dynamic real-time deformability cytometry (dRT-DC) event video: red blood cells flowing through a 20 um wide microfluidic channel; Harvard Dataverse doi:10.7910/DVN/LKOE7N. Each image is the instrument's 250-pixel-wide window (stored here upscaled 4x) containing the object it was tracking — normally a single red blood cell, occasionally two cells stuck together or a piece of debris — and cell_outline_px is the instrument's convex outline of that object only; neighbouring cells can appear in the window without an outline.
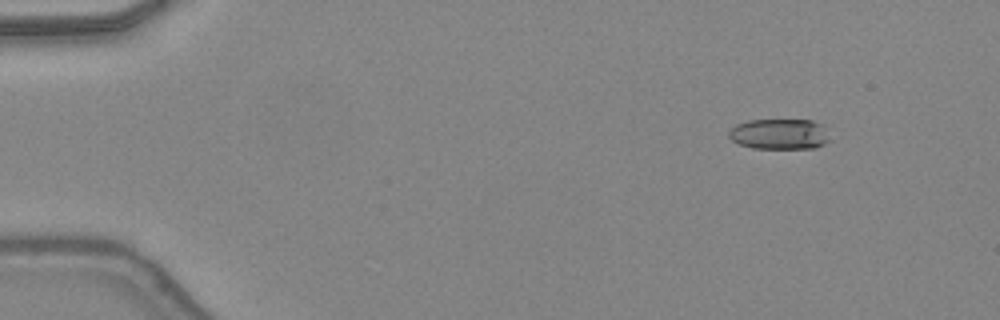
{"species": "common noctule bat (a hibernating species)", "species_latin": "Nyctalus noctula", "temperature_condition": "warm", "stored_images_in_passage": 22, "camera_frame_rate_fps": 3000, "um_per_image_px": 0.085, "animal": {"sex": "female", "body_mass_g": 24.6, "forearm_length_mm": 56.2}, "frame": {"image": 1, "passage_image": 1, "time_ms": 0.0, "image_size_px": [1000, 320], "cell_outline_px": [[828, 140], [824, 144], [816, 148], [752, 148], [740, 144], [732, 140], [728, 136], [728, 132], [736, 124], [748, 120], [812, 120], [820, 124]], "centroid_in_image_um": [66.19, 11.4], "position_along_channel_um": 18.8, "area_um2": 17.69}}
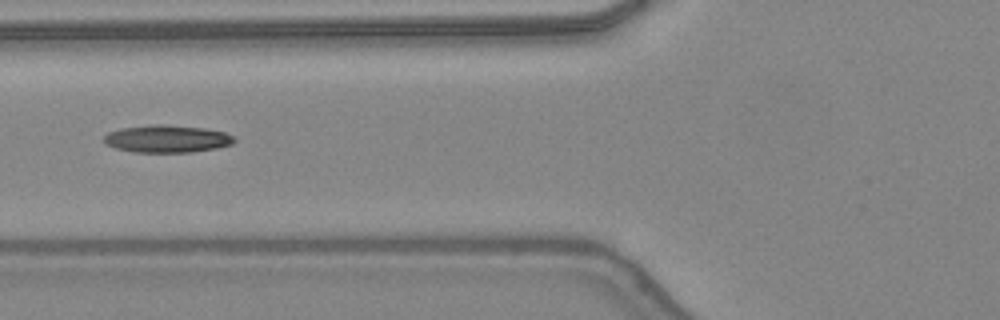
{"frame": {"image": 2, "passage_image": 15, "time_ms": 4.667, "image_size_px": [1000, 320], "cell_outline_px": [[236, 140], [232, 144], [216, 148], [192, 152], [132, 152], [116, 148], [108, 144], [104, 140], [104, 136], [108, 132], [120, 128], [152, 124], [164, 124], [204, 128], [224, 132], [236, 136]], "centroid_in_image_um": [14.22, 11.79], "position_along_channel_um": 111.6, "area_um2": 20.92}}
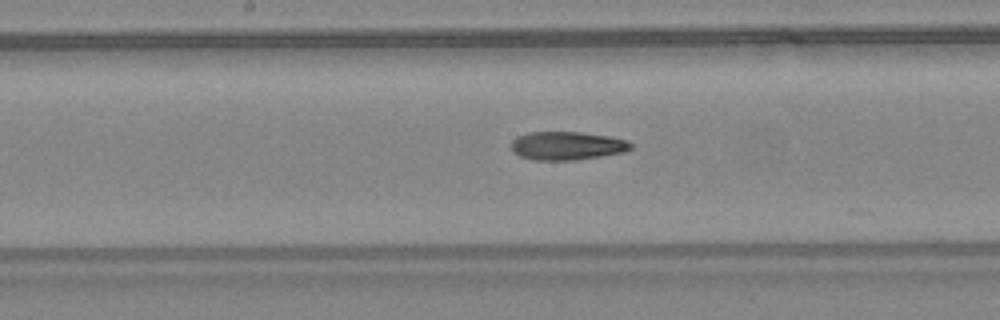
{"frame": {"image": 3, "passage_image": 21, "time_ms": 6.667, "image_size_px": [1000, 320], "cell_outline_px": [[632, 148], [624, 152], [576, 160], [532, 160], [520, 156], [512, 152], [512, 140], [516, 136], [528, 132], [580, 132], [608, 136], [628, 140], [632, 144]], "centroid_in_image_um": [48.18, 12.39], "position_along_channel_um": 200.0, "area_um2": 19.88}}